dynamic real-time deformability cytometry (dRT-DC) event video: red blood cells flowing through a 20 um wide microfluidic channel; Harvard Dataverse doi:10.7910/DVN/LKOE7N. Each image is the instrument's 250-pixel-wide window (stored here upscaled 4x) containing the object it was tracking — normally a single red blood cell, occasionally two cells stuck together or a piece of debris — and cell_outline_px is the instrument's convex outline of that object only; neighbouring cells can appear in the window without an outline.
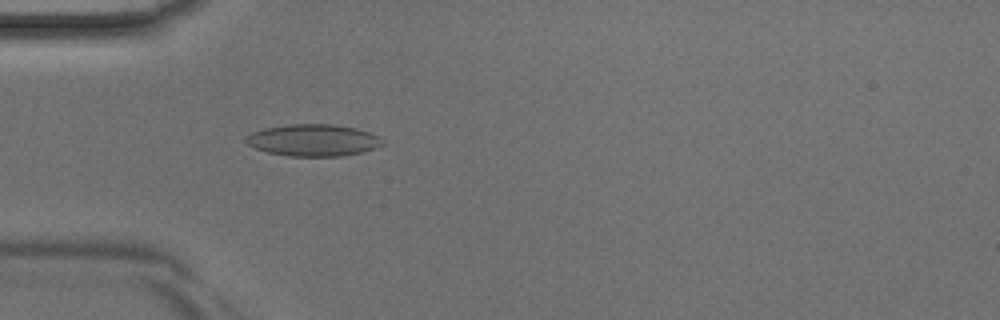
{"species": "Egyptian fruit bat (a non-hibernating species)", "species_latin": "Rousettus aegyptiacus", "temperature_condition": "room temperature", "stored_images_in_passage": 43, "camera_frame_rate_fps": 3000, "um_per_image_px": 0.085, "animal": {"sex": "male"}, "frame": {"image": 1, "passage_image": 12, "time_ms": 3.667, "image_size_px": [1000, 320], "cell_outline_px": [[384, 144], [376, 148], [360, 152], [340, 156], [288, 156], [268, 152], [256, 148], [248, 144], [244, 140], [252, 132], [264, 128], [288, 124], [332, 124], [356, 128], [380, 136], [384, 140]], "centroid_in_image_um": [26.65, 11.91], "position_along_channel_um": 58.4, "area_um2": 25.32}}
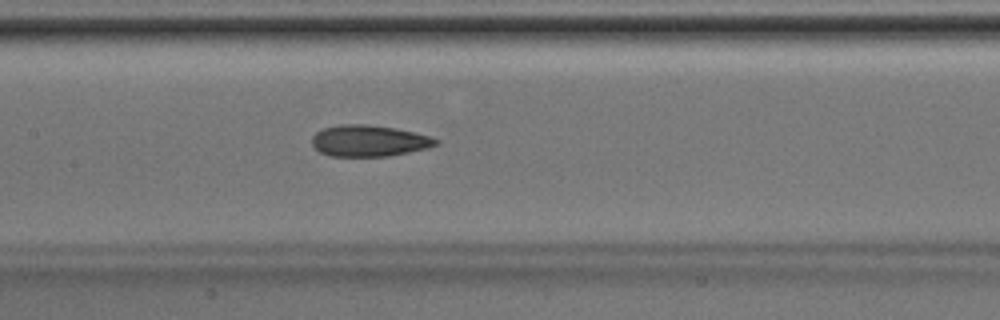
{"frame": {"image": 2, "passage_image": 20, "time_ms": 6.333, "image_size_px": [1000, 320], "cell_outline_px": [[440, 140], [436, 144], [428, 148], [388, 156], [328, 156], [320, 152], [312, 144], [312, 136], [316, 132], [324, 128], [340, 124], [368, 124], [396, 128], [416, 132]], "centroid_in_image_um": [31.35, 11.96], "position_along_channel_um": 176.0, "area_um2": 22.66}}
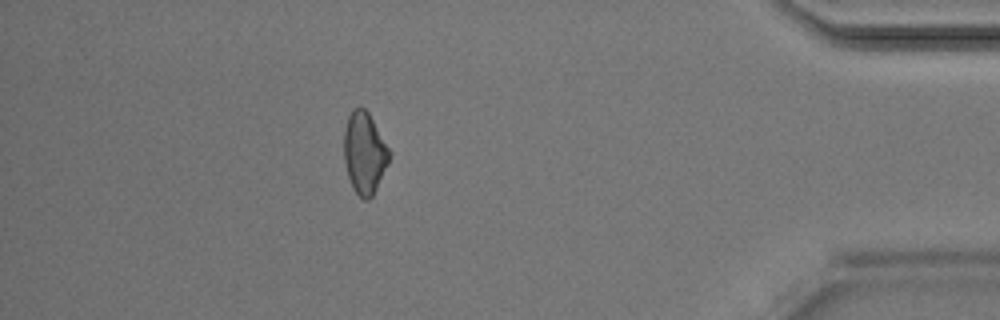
{"frame": {"image": 3, "passage_image": 38, "time_ms": 12.333, "image_size_px": [1000, 320], "cell_outline_px": [[392, 152], [388, 164], [372, 196], [368, 200], [364, 200], [352, 188], [348, 176], [344, 160], [344, 128], [348, 116], [352, 108], [364, 108], [368, 112]], "centroid_in_image_um": [30.98, 12.99], "position_along_channel_um": 404.2, "area_um2": 21.62}}